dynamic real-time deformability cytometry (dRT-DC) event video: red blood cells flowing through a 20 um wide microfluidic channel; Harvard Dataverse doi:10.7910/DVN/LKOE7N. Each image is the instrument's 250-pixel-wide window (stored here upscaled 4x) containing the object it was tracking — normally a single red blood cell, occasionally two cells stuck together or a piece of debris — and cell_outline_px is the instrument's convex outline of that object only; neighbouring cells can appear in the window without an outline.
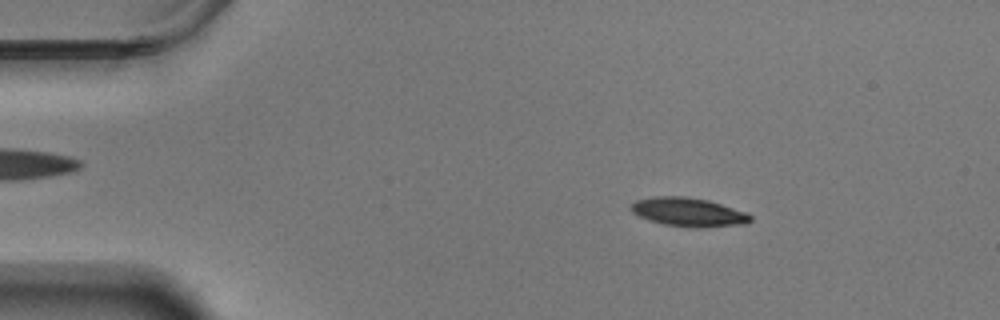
{"species": "Egyptian fruit bat (a non-hibernating species)", "species_latin": "Rousettus aegyptiacus", "temperature_condition": "warm", "stored_images_in_passage": 57, "camera_frame_rate_fps": 3000, "um_per_image_px": 0.085, "animal": {"sex": "male"}, "frame": {"image": 1, "passage_image": 9, "time_ms": 2.667, "image_size_px": [1000, 320], "cell_outline_px": [[752, 220], [748, 224], [708, 228], [692, 228], [664, 224], [648, 220], [632, 212], [632, 204], [636, 200], [656, 196], [684, 196], [708, 200], [748, 212], [752, 216]], "centroid_in_image_um": [58.6, 18.05], "position_along_channel_um": 26.4, "area_um2": 20.29}}
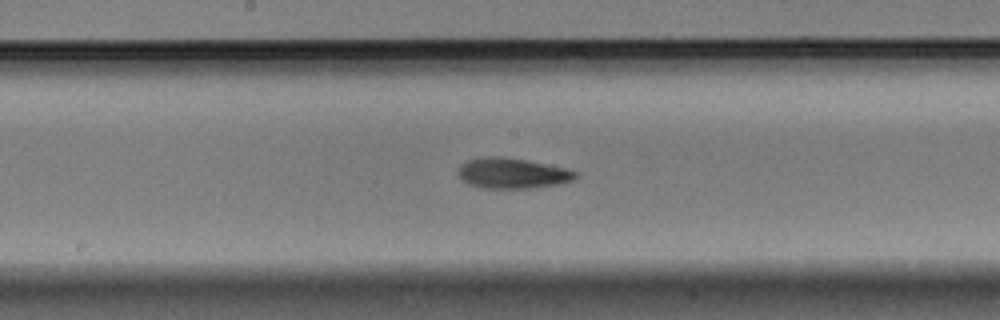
{"frame": {"image": 2, "passage_image": 30, "time_ms": 9.667, "image_size_px": [1000, 320], "cell_outline_px": [[580, 172], [572, 180], [560, 184], [528, 188], [480, 188], [468, 184], [460, 180], [456, 172], [460, 164], [468, 160], [488, 156], [500, 156], [524, 160], [568, 168]], "centroid_in_image_um": [43.51, 14.73], "position_along_channel_um": 204.7, "area_um2": 21.04}}
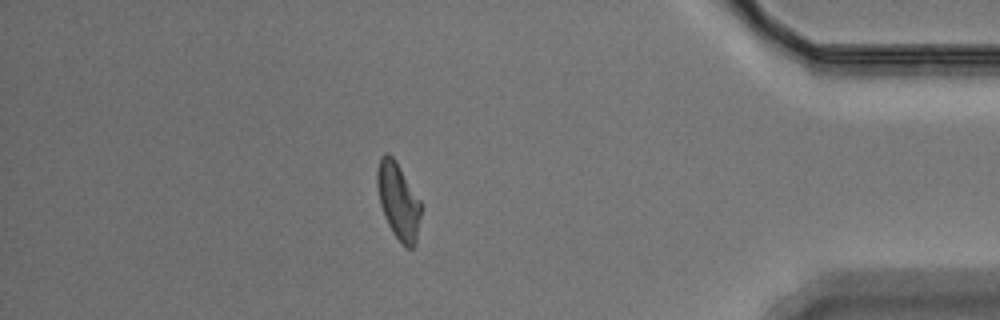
{"frame": {"image": 3, "passage_image": 50, "time_ms": 16.333, "image_size_px": [1000, 320], "cell_outline_px": [[420, 216], [416, 244], [412, 248], [408, 248], [392, 232], [384, 216], [380, 204], [376, 184], [376, 172], [380, 156], [384, 152], [388, 152], [396, 160], [420, 200]], "centroid_in_image_um": [33.83, 17.03], "position_along_channel_um": 401.4, "area_um2": 19.48}, "authors_computed_cell_mechanics": {"area_um2": 19.8832, "velocity_mm_per_s": 3.5108, "shape_relaxation_time_tau1_ms": 4.7313, "shape_relaxation_time_tau2_ms": null, "deformation_change_tau1": 0.1537, "deformation_change_tau2": null}}